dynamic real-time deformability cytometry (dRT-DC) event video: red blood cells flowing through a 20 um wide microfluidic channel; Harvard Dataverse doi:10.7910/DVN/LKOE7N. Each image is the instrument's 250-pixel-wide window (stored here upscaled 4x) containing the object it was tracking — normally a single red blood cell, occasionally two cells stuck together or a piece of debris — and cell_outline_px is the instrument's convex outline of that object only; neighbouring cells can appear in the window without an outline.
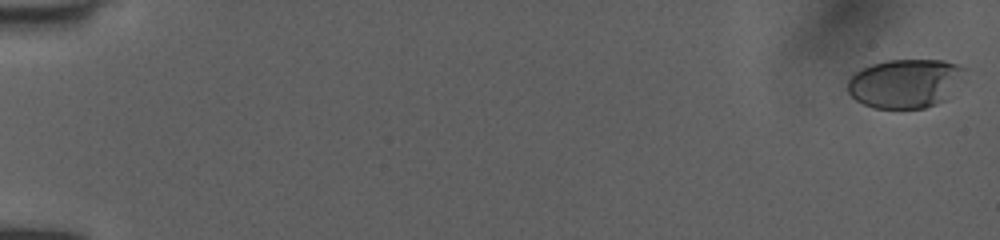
{"species": "human", "species_latin": "Homo sapiens", "temperature_condition": "room temperature", "stored_images_in_passage": 54, "camera_frame_rate_fps": 3000, "um_per_image_px": 0.085, "donor": {"sex": "female"}, "frame": {"image": 1, "passage_image": 2, "time_ms": 0.333, "image_size_px": [1000, 240], "cell_outline_px": [[968, 68], [944, 100], [936, 104], [924, 108], [872, 108], [856, 100], [848, 92], [848, 80], [856, 72], [872, 64], [888, 60], [944, 60]], "centroid_in_image_um": [76.92, 7.08], "position_along_channel_um": 8.1, "area_um2": 33.0}}
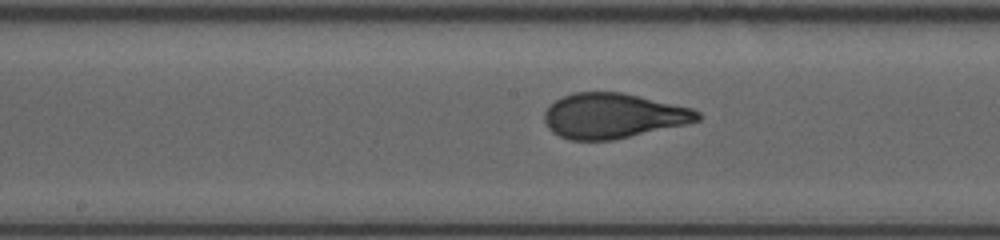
{"frame": {"image": 2, "passage_image": 30, "time_ms": 9.667, "image_size_px": [1000, 240], "cell_outline_px": [[700, 120], [688, 124], [612, 140], [568, 140], [552, 132], [544, 124], [544, 112], [548, 104], [572, 92], [624, 92], [692, 108], [700, 112]], "centroid_in_image_um": [52.1, 9.84], "position_along_channel_um": 196.1, "area_um2": 40.52}}
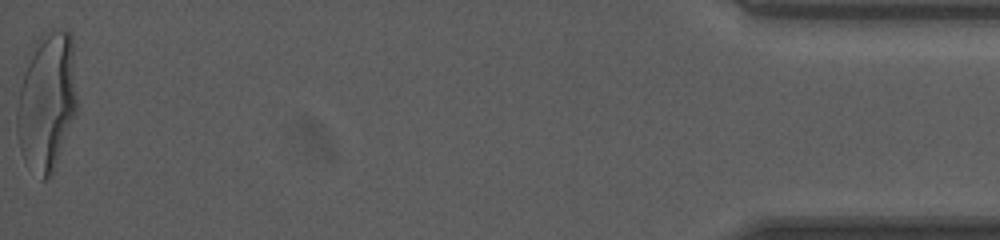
{"frame": {"image": 3, "passage_image": 54, "time_ms": 17.667, "image_size_px": [1000, 240], "cell_outline_px": [[76, 116], [52, 176], [44, 180], [40, 180], [28, 168], [24, 160], [20, 148], [16, 132], [16, 108], [20, 88], [28, 52], [32, 44], [44, 32], [52, 28], [68, 32], [72, 36], [76, 96]], "centroid_in_image_um": [3.96, 8.66], "position_along_channel_um": 431.2, "area_um2": 49.48}, "authors_computed_cell_mechanics": {"area_um2": 40.4022, "velocity_mm_per_s": 4.0239, "shape_relaxation_time_tau1_ms": 5.61, "shape_relaxation_time_tau2_ms": null, "deformation_change_tau1": 0.2504, "deformation_change_tau2": null}}